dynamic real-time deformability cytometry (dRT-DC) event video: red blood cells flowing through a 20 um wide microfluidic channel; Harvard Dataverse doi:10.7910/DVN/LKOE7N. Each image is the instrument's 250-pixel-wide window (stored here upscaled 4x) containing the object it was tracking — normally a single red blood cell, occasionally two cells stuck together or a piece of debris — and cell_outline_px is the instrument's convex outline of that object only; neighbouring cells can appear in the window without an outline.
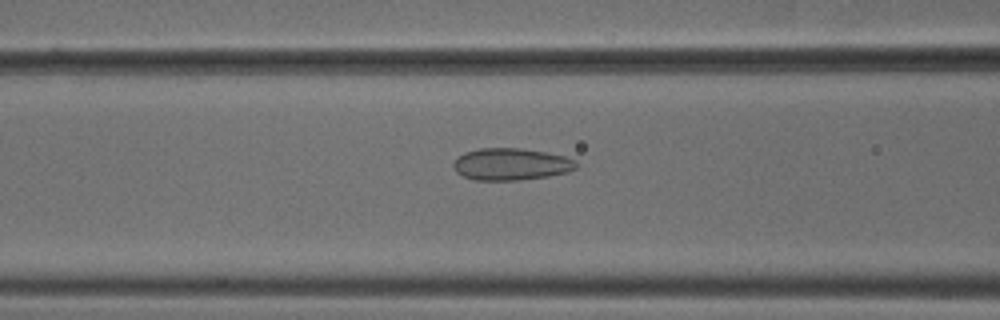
{"species": "common noctule bat (a hibernating species)", "species_latin": "Nyctalus noctula", "temperature_condition": "cold", "stored_images_in_passage": 52, "camera_frame_rate_fps": 3000, "um_per_image_px": 0.085, "animal": {"sex": "male", "body_mass_g": 18.8}, "frame": {"image": 1, "passage_image": 21, "time_ms": 6.667, "image_size_px": [1000, 320], "cell_outline_px": [[576, 168], [568, 172], [548, 176], [520, 180], [472, 180], [456, 172], [452, 164], [464, 152], [480, 148], [520, 148], [544, 152], [564, 156], [576, 160]], "centroid_in_image_um": [43.43, 13.96], "position_along_channel_um": 123.2, "area_um2": 22.83}}
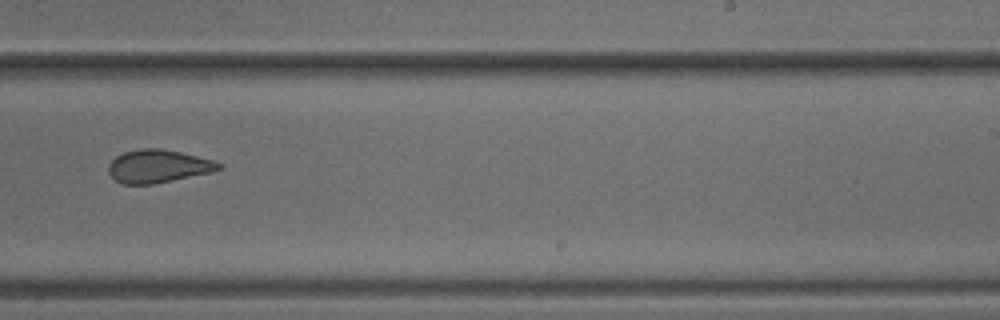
{"frame": {"image": 2, "passage_image": 33, "time_ms": 10.667, "image_size_px": [1000, 320], "cell_outline_px": [[220, 168], [212, 172], [152, 184], [124, 184], [116, 180], [108, 172], [108, 164], [116, 156], [124, 152], [140, 148], [160, 148], [180, 152], [212, 160], [220, 164]], "centroid_in_image_um": [13.39, 14.12], "position_along_channel_um": 275.6, "area_um2": 20.92}}
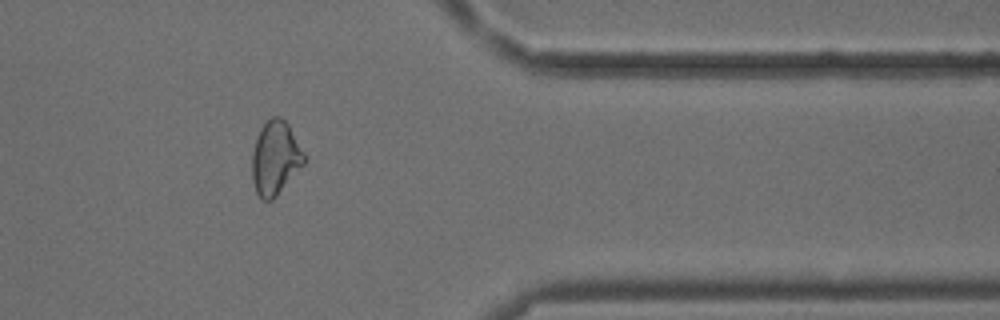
{"frame": {"image": 3, "passage_image": 43, "time_ms": 14.0, "image_size_px": [1000, 320], "cell_outline_px": [[304, 164], [276, 196], [272, 200], [260, 200], [256, 192], [252, 180], [252, 152], [260, 128], [272, 116], [280, 116], [288, 124], [304, 152]], "centroid_in_image_um": [23.38, 13.44], "position_along_channel_um": 388.0, "area_um2": 22.25}, "authors_computed_cell_mechanics": {"area_um2": 23.2067, "velocity_mm_per_s": 3.8098, "shape_relaxation_time_tau1_ms": null, "shape_relaxation_time_tau2_ms": 1.2471, "deformation_change_tau1": null, "deformation_change_tau2": 0.0686}}